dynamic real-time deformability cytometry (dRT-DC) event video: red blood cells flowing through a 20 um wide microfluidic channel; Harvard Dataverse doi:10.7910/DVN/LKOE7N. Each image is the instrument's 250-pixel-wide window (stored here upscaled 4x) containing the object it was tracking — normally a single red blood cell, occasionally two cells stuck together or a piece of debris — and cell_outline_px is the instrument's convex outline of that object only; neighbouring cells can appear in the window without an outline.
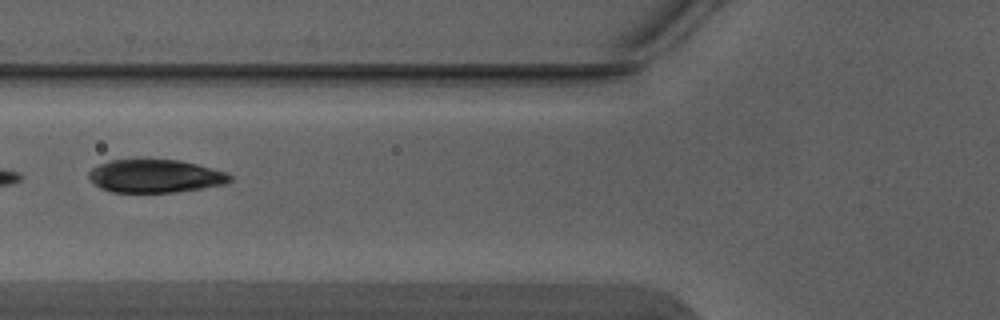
{"species": "Egyptian fruit bat (a non-hibernating species)", "species_latin": "Rousettus aegyptiacus", "temperature_condition": "warm", "stored_images_in_passage": 4, "camera_frame_rate_fps": 3000, "um_per_image_px": 0.085, "animal": {"sex": "male"}, "frame": {"image": 1, "passage_image": 4, "time_ms": 1.0, "image_size_px": [1000, 320], "cell_outline_px": [[232, 180], [228, 184], [172, 192], [112, 192], [100, 188], [88, 176], [88, 172], [92, 168], [108, 160], [144, 156], [180, 160], [228, 172], [232, 176]], "centroid_in_image_um": [13.19, 14.91], "position_along_channel_um": 112.6, "area_um2": 28.15}}